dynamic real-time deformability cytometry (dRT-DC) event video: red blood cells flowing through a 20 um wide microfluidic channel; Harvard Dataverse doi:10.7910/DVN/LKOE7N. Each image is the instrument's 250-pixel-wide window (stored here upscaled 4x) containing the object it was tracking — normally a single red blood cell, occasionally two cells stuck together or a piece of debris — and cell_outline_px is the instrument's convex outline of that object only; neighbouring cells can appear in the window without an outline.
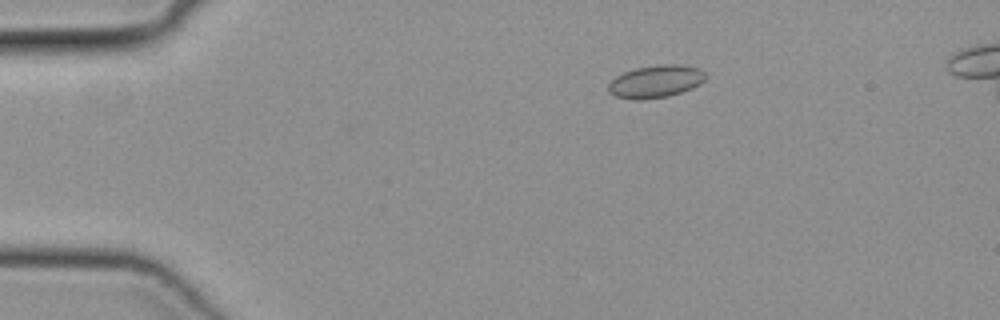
{"species": "common noctule bat (a hibernating species)", "species_latin": "Nyctalus noctula", "temperature_condition": "cold", "stored_images_in_passage": 10, "camera_frame_rate_fps": 3000, "um_per_image_px": 0.085, "animal": {"sex": "female", "body_mass_g": 19.3, "forearm_length_mm": 54.1}, "frame": {"image": 1, "passage_image": 1, "time_ms": 0.0, "image_size_px": [1000, 320], "cell_outline_px": [[704, 80], [700, 84], [692, 88], [668, 96], [640, 100], [636, 100], [616, 96], [608, 92], [608, 84], [616, 76], [624, 72], [636, 68], [660, 64], [676, 64], [700, 68], [704, 72]], "centroid_in_image_um": [55.72, 6.92], "position_along_channel_um": 29.3, "area_um2": 18.32}}
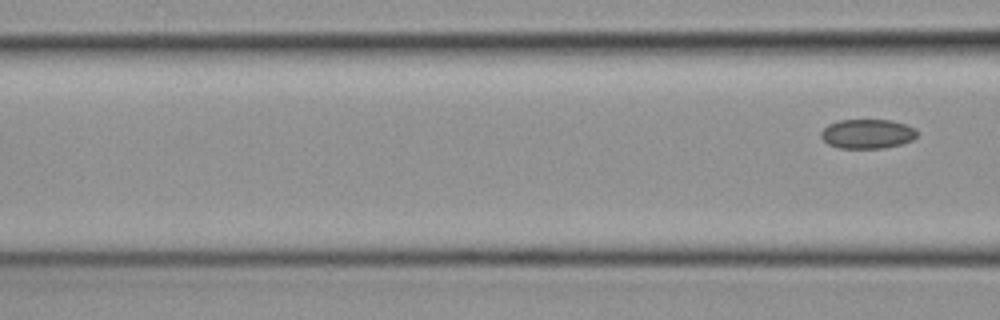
{"frame": {"image": 2, "passage_image": 10, "time_ms": 3.0, "image_size_px": [1000, 320], "cell_outline_px": [[916, 136], [912, 140], [900, 144], [884, 148], [840, 148], [828, 144], [820, 136], [820, 132], [828, 124], [840, 120], [892, 120], [904, 124], [912, 128], [916, 132]], "centroid_in_image_um": [73.68, 11.38], "position_along_channel_um": 92.9, "area_um2": 16.3}}